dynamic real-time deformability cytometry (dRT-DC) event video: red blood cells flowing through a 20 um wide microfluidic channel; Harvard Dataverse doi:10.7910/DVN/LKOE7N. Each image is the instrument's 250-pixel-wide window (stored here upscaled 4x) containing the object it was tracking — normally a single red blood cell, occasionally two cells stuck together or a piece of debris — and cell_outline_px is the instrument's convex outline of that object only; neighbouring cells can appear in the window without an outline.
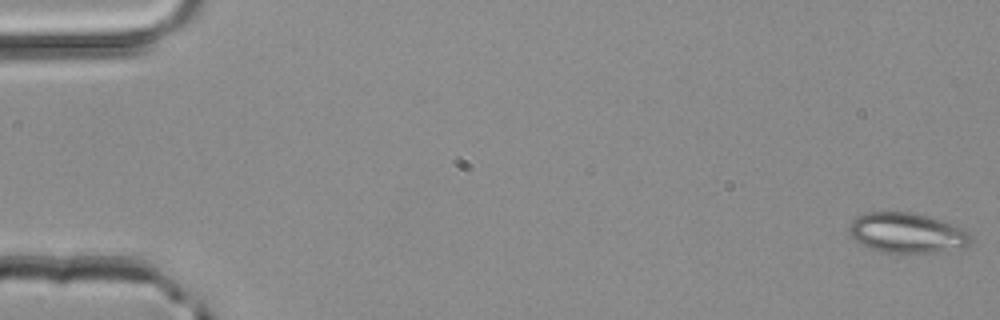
{"species": "common noctule bat (a hibernating species)", "species_latin": "Nyctalus noctula", "temperature_condition": "room temperature", "stored_images_in_passage": 4, "camera_frame_rate_fps": 3000, "um_per_image_px": 0.085, "animal": {"sex": "male", "body_mass_g": 20.4}, "frame": {"image": 1, "passage_image": 1, "time_ms": 0.0, "image_size_px": [1000, 320], "cell_outline_px": [[972, 240], [964, 248], [936, 252], [884, 252], [868, 248], [856, 240], [848, 232], [848, 228], [852, 220], [856, 216], [864, 212], [912, 212], [928, 216], [956, 224], [968, 232], [972, 236]], "centroid_in_image_um": [77.11, 19.78], "position_along_channel_um": 7.9, "area_um2": 28.61}}